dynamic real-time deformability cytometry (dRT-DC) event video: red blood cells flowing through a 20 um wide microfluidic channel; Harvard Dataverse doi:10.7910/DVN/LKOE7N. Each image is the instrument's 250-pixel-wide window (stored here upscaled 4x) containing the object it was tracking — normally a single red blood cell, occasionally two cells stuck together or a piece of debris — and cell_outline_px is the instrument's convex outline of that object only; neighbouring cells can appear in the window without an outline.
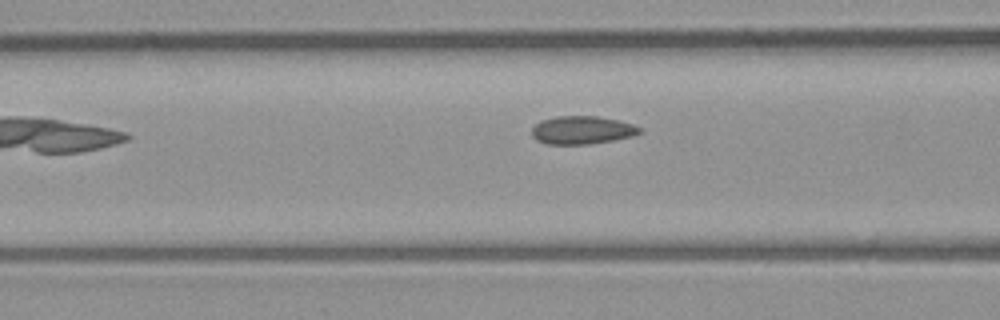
{"species": "common noctule bat (a hibernating species)", "species_latin": "Nyctalus noctula", "temperature_condition": "room temperature", "stored_images_in_passage": 9, "camera_frame_rate_fps": 3000, "um_per_image_px": 0.085, "animal": {"sex": "male", "body_mass_g": 23.1, "forearm_length_mm": 52.7}, "frame": {"image": 1, "passage_image": 8, "time_ms": 8.333, "image_size_px": [1000, 320], "cell_outline_px": [[644, 132], [632, 136], [612, 140], [588, 144], [548, 144], [536, 140], [532, 136], [532, 128], [540, 120], [556, 116], [596, 116], [620, 120], [632, 124], [640, 128]], "centroid_in_image_um": [49.47, 11.05], "position_along_channel_um": 117.1, "area_um2": 17.69}}
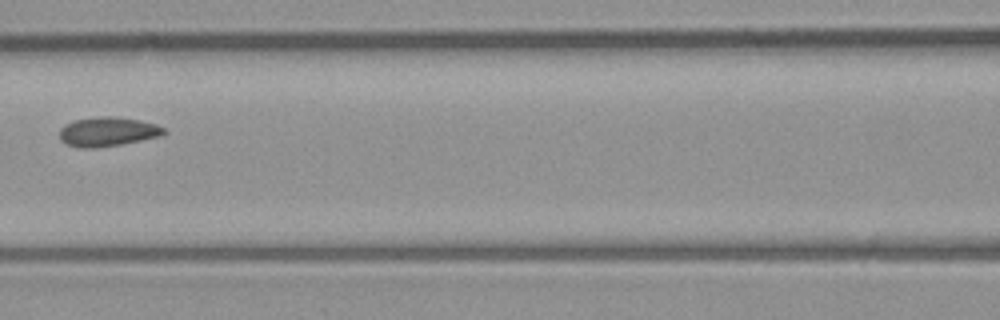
{"frame": {"image": 2, "passage_image": 9, "time_ms": 9.333, "image_size_px": [1000, 320], "cell_outline_px": [[168, 132], [160, 136], [120, 144], [96, 148], [80, 148], [68, 144], [60, 140], [60, 128], [64, 124], [72, 120], [100, 116], [112, 116], [140, 120], [156, 124], [164, 128]], "centroid_in_image_um": [9.13, 11.18], "position_along_channel_um": 157.5, "area_um2": 17.86}}